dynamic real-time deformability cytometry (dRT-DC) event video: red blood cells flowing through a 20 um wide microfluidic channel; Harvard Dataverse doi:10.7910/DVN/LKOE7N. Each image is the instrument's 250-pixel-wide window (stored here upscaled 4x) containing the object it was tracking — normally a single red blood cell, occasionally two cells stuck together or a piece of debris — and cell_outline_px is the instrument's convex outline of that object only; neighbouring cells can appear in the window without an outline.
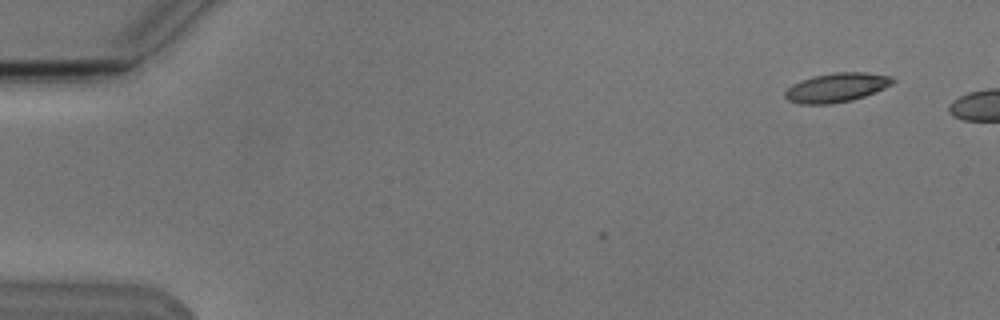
{"species": "Egyptian fruit bat (a non-hibernating species)", "species_latin": "Rousettus aegyptiacus", "temperature_condition": "cold", "stored_images_in_passage": 3, "camera_frame_rate_fps": 3000, "um_per_image_px": 0.085, "animal": {"sex": "male"}, "frame": {"image": 1, "passage_image": 1, "time_ms": 0.0, "image_size_px": [1000, 320], "cell_outline_px": [[896, 80], [892, 84], [876, 92], [852, 100], [828, 104], [800, 104], [788, 100], [784, 96], [784, 92], [792, 84], [800, 80], [812, 76], [832, 72], [868, 72], [892, 76]], "centroid_in_image_um": [71.11, 7.43], "position_along_channel_um": 13.9, "area_um2": 18.5}}